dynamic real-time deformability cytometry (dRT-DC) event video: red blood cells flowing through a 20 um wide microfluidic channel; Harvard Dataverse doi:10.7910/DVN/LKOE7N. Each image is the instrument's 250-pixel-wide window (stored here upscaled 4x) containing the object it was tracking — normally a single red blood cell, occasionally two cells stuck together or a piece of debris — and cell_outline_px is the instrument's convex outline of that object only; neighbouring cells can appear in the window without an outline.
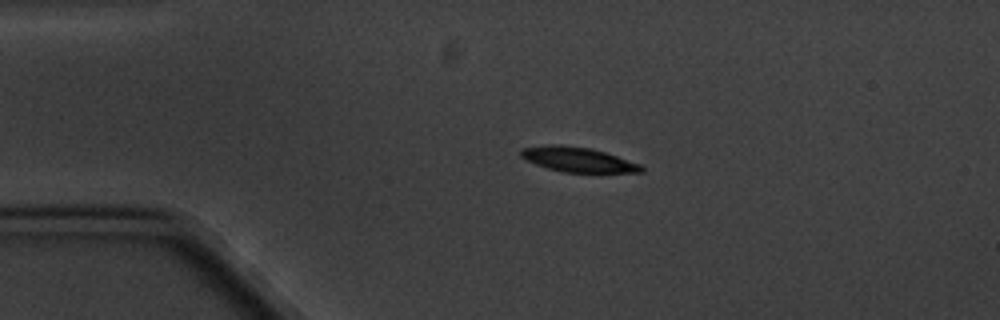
{"species": "common noctule bat (a hibernating species)", "species_latin": "Nyctalus noctula", "temperature_condition": "cold", "stored_images_in_passage": 4, "camera_frame_rate_fps": 3000, "um_per_image_px": 0.085, "animal": {"sex": "male", "body_mass_g": 20.1, "forearm_length_mm": 53.5}, "frame": {"image": 1, "passage_image": 3, "time_ms": 2.333, "image_size_px": [1000, 320], "cell_outline_px": [[644, 172], [564, 172], [548, 168], [536, 164], [520, 156], [520, 148], [548, 144], [560, 144], [592, 148], [640, 164], [644, 168]], "centroid_in_image_um": [49.09, 13.54], "position_along_channel_um": 35.9, "area_um2": 17.28}}